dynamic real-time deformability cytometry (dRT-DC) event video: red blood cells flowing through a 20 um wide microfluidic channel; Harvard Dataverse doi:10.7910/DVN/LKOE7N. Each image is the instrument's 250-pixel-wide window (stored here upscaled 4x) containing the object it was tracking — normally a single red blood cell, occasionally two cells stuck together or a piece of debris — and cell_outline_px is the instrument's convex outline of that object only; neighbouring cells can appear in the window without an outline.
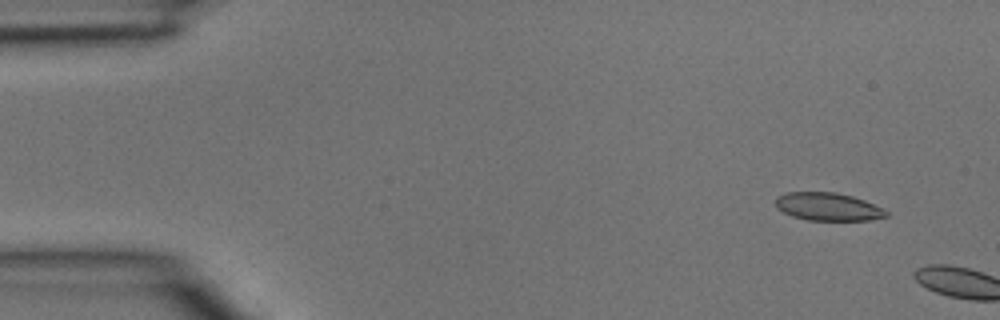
{"species": "common noctule bat (a hibernating species)", "species_latin": "Nyctalus noctula", "temperature_condition": "room temperature", "stored_images_in_passage": 3, "camera_frame_rate_fps": 3000, "um_per_image_px": 0.085, "animal": {"sex": "male", "body_mass_g": 15.6}, "frame": {"image": 1, "passage_image": 2, "time_ms": 0.333, "image_size_px": [1000, 320], "cell_outline_px": [[888, 216], [872, 220], [808, 220], [792, 216], [776, 208], [776, 196], [784, 192], [836, 192], [852, 196], [864, 200], [884, 208], [888, 212]], "centroid_in_image_um": [70.38, 17.56], "position_along_channel_um": 14.6, "area_um2": 18.15}}